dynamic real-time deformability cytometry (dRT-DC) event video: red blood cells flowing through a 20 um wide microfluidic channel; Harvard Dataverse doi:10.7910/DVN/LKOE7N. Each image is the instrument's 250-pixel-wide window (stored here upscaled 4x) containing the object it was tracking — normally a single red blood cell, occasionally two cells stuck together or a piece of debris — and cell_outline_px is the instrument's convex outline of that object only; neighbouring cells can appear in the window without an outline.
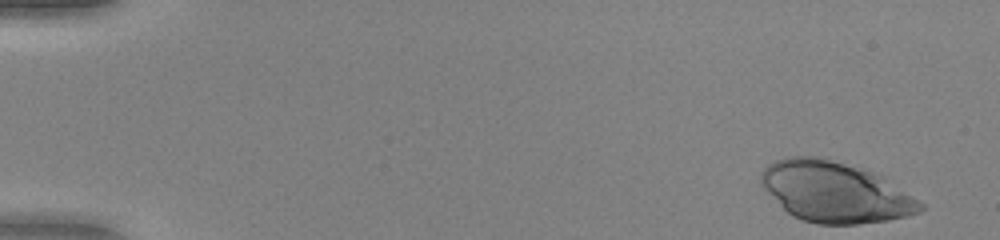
{"species": "human", "species_latin": "Homo sapiens", "temperature_condition": "warm", "stored_images_in_passage": 49, "camera_frame_rate_fps": 3000, "um_per_image_px": 0.085, "donor": {"sex": "female"}, "frame": {"image": 1, "passage_image": 1, "time_ms": 0.0, "image_size_px": [1000, 240], "cell_outline_px": [[924, 208], [920, 212], [908, 216], [888, 220], [856, 224], [816, 224], [792, 216], [764, 188], [760, 180], [760, 172], [768, 164], [776, 160], [788, 156], [816, 156], [864, 168], [884, 176], [924, 204]], "centroid_in_image_um": [71.0, 16.31], "position_along_channel_um": 14.0, "area_um2": 56.24}}
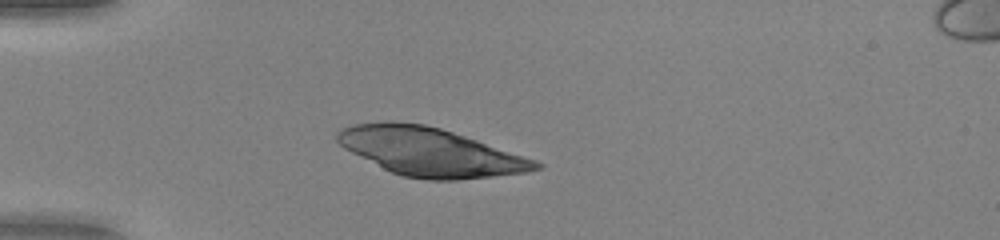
{"frame": {"image": 2, "passage_image": 13, "time_ms": 4.0, "image_size_px": [1000, 240], "cell_outline_px": [[544, 168], [528, 172], [456, 180], [428, 180], [404, 176], [392, 172], [344, 148], [336, 140], [336, 132], [340, 128], [352, 124], [388, 120], [392, 120], [424, 124], [440, 128], [536, 160], [544, 164]], "centroid_in_image_um": [36.55, 12.9], "position_along_channel_um": 48.5, "area_um2": 55.49}}